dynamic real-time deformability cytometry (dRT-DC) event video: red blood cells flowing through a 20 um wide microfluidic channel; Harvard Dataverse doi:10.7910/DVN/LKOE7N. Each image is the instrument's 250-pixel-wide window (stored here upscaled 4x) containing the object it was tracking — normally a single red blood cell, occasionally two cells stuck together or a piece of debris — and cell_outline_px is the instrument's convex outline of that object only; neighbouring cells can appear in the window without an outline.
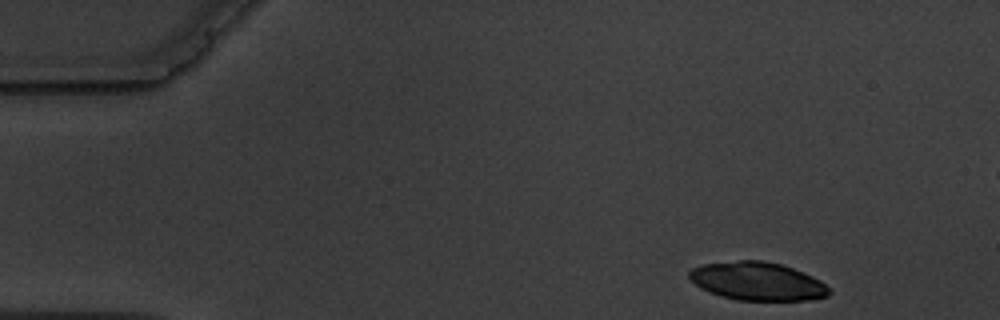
{"species": "common noctule bat (a hibernating species)", "species_latin": "Nyctalus noctula", "temperature_condition": "warm", "stored_images_in_passage": 7, "camera_frame_rate_fps": 3000, "um_per_image_px": 0.085, "animal": {"sex": "male", "body_mass_g": 19.5, "forearm_length_mm": 54.6}, "frame": {"image": 1, "passage_image": 1, "time_ms": 0.0, "image_size_px": [1000, 320], "cell_outline_px": [[832, 292], [828, 296], [812, 300], [736, 300], [720, 296], [708, 292], [700, 288], [688, 276], [688, 272], [692, 268], [704, 264], [740, 260], [764, 260], [780, 264], [792, 268], [812, 276], [820, 280]], "centroid_in_image_um": [64.38, 23.91], "position_along_channel_um": 20.6, "area_um2": 31.21}}